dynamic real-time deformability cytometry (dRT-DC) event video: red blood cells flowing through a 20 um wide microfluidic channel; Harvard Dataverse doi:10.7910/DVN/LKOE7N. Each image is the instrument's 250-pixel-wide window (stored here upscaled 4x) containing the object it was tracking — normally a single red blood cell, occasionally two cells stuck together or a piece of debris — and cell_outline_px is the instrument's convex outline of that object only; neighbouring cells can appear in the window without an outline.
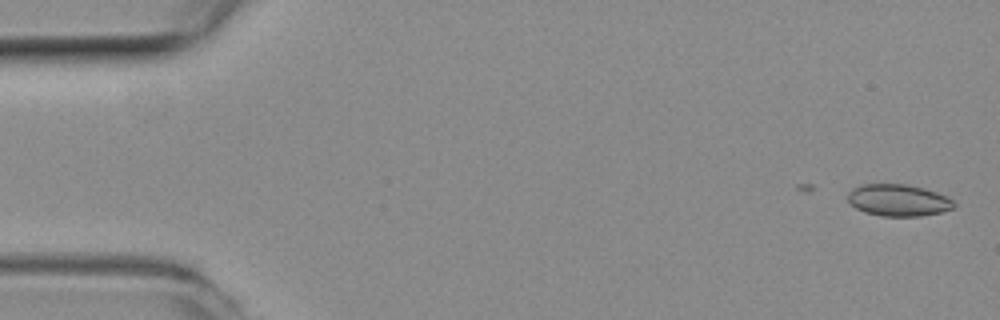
{"species": "common noctule bat (a hibernating species)", "species_latin": "Nyctalus noctula", "temperature_condition": "room temperature", "stored_images_in_passage": 19, "camera_frame_rate_fps": 3000, "um_per_image_px": 0.085, "animal": {"sex": "female", "body_mass_g": 19.3, "forearm_length_mm": 54.1}, "frame": {"image": 1, "passage_image": 2, "time_ms": 0.333, "image_size_px": [1000, 320], "cell_outline_px": [[956, 208], [940, 212], [920, 216], [880, 216], [864, 212], [856, 208], [848, 200], [848, 192], [852, 188], [860, 184], [908, 184], [924, 188], [948, 196], [956, 204]], "centroid_in_image_um": [76.37, 17.01], "position_along_channel_um": 8.6, "area_um2": 19.88}}
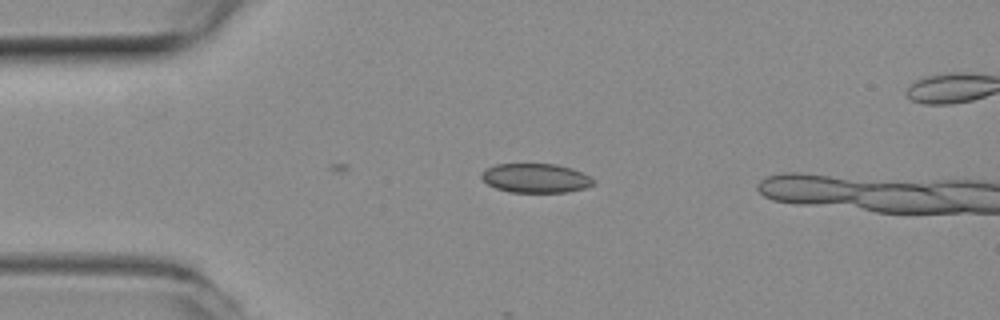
{"frame": {"image": 2, "passage_image": 13, "time_ms": 4.0, "image_size_px": [1000, 320], "cell_outline_px": [[596, 184], [584, 188], [568, 192], [508, 192], [496, 188], [488, 184], [480, 176], [480, 172], [496, 164], [556, 164], [572, 168], [596, 180]], "centroid_in_image_um": [45.54, 15.14], "position_along_channel_um": 39.5, "area_um2": 19.07}}
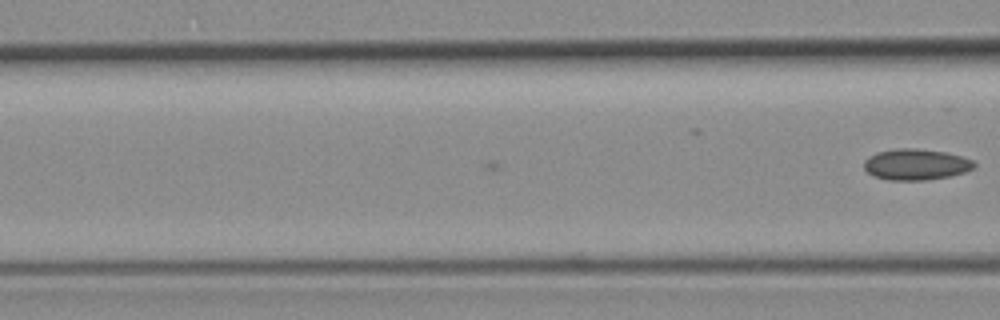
{"frame": {"image": 3, "passage_image": 19, "time_ms": 6.0, "image_size_px": [1000, 320], "cell_outline_px": [[976, 164], [972, 168], [964, 172], [948, 176], [928, 180], [888, 180], [872, 176], [864, 168], [864, 160], [868, 156], [876, 152], [896, 148], [916, 148], [944, 152], [960, 156], [972, 160]], "centroid_in_image_um": [77.8, 13.97], "position_along_channel_um": 88.8, "area_um2": 19.94}}